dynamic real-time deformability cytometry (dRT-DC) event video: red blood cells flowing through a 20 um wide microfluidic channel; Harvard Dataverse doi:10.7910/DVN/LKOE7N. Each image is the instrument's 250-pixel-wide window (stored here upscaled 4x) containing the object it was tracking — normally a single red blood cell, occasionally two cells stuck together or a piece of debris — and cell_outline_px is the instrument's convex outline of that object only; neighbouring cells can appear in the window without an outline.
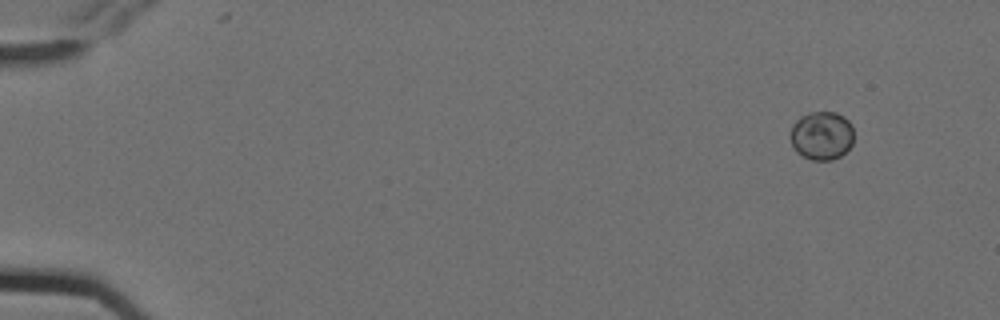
{"species": "Egyptian fruit bat (a non-hibernating species)", "species_latin": "Rousettus aegyptiacus", "temperature_condition": "cold", "stored_images_in_passage": 3, "camera_frame_rate_fps": 3000, "um_per_image_px": 0.085, "animal": {"sex": "female"}, "frame": {"image": 1, "passage_image": 1, "time_ms": 0.0, "image_size_px": [1000, 320], "cell_outline_px": [[852, 144], [840, 156], [832, 160], [812, 160], [796, 152], [792, 144], [792, 124], [800, 116], [808, 112], [836, 112], [844, 116], [852, 124]], "centroid_in_image_um": [69.85, 11.51], "position_along_channel_um": 15.2, "area_um2": 17.86}}